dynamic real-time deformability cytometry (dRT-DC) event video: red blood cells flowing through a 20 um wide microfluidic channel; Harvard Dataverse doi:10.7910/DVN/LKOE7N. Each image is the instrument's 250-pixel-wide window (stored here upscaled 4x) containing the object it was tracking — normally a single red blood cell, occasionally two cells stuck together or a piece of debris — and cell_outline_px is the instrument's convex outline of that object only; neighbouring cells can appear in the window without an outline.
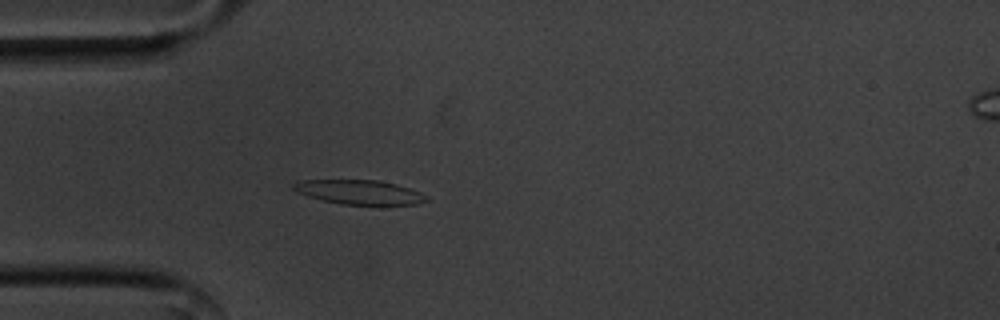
{"species": "common noctule bat (a hibernating species)", "species_latin": "Nyctalus noctula", "temperature_condition": "cold", "stored_images_in_passage": 54, "camera_frame_rate_fps": 3000, "um_per_image_px": 0.085, "animal": {"sex": "male", "body_mass_g": 20.1, "forearm_length_mm": 53.5}, "frame": {"image": 1, "passage_image": 14, "time_ms": 4.333, "image_size_px": [1000, 320], "cell_outline_px": [[428, 200], [416, 204], [380, 208], [340, 204], [320, 200], [296, 192], [292, 188], [292, 184], [300, 180], [380, 180], [396, 184], [420, 192], [428, 196]], "centroid_in_image_um": [30.6, 16.39], "position_along_channel_um": 54.4, "area_um2": 19.88}}
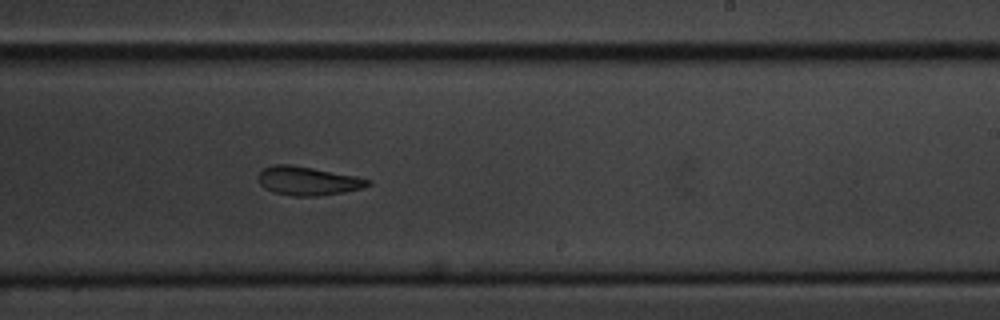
{"frame": {"image": 2, "passage_image": 32, "time_ms": 10.333, "image_size_px": [1000, 320], "cell_outline_px": [[372, 184], [364, 188], [316, 196], [292, 196], [272, 192], [264, 188], [260, 184], [260, 172], [264, 168], [276, 164], [292, 164], [356, 176], [372, 180]], "centroid_in_image_um": [26.19, 15.37], "position_along_channel_um": 262.8, "area_um2": 18.26}}
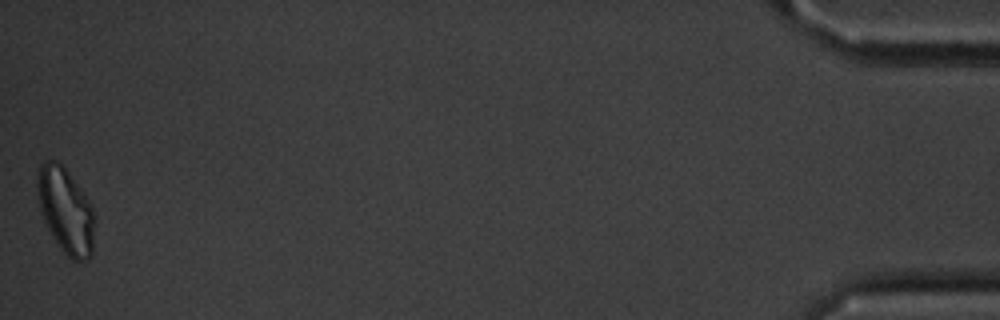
{"frame": {"image": 3, "passage_image": 54, "time_ms": 17.667, "image_size_px": [1000, 320], "cell_outline_px": [[92, 252], [88, 260], [72, 260], [60, 248], [52, 236], [40, 212], [36, 184], [36, 172], [40, 164], [44, 160], [52, 160], [60, 164], [68, 172], [80, 188], [92, 208]], "centroid_in_image_um": [5.52, 17.87], "position_along_channel_um": 429.7, "area_um2": 27.98}, "authors_computed_cell_mechanics": {"area_um2": 19.4497, "velocity_mm_per_s": 3.5582, "shape_relaxation_time_tau1_ms": 3.3962, "shape_relaxation_time_tau2_ms": 5.3555, "deformation_change_tau1": 0.1302, "deformation_change_tau2": 0.1491}}